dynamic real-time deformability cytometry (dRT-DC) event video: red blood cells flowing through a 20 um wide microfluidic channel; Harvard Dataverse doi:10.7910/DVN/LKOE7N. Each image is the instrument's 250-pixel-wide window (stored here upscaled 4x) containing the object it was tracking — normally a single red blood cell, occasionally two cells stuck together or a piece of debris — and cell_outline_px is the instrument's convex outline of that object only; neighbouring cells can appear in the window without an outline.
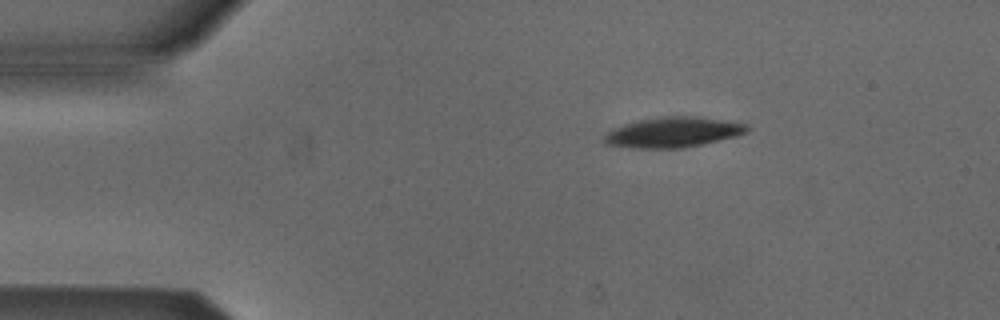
{"species": "Egyptian fruit bat (a non-hibernating species)", "species_latin": "Rousettus aegyptiacus", "temperature_condition": "cold", "stored_images_in_passage": 4, "camera_frame_rate_fps": 3000, "um_per_image_px": 0.085, "animal": {"sex": "male"}, "frame": {"image": 1, "passage_image": 4, "time_ms": 4.667, "image_size_px": [1000, 320], "cell_outline_px": [[748, 132], [736, 136], [704, 144], [684, 148], [628, 148], [608, 144], [604, 140], [604, 136], [608, 132], [624, 124], [640, 120], [664, 116], [696, 116], [748, 124]], "centroid_in_image_um": [57.24, 11.25], "position_along_channel_um": 27.8, "area_um2": 25.03}}